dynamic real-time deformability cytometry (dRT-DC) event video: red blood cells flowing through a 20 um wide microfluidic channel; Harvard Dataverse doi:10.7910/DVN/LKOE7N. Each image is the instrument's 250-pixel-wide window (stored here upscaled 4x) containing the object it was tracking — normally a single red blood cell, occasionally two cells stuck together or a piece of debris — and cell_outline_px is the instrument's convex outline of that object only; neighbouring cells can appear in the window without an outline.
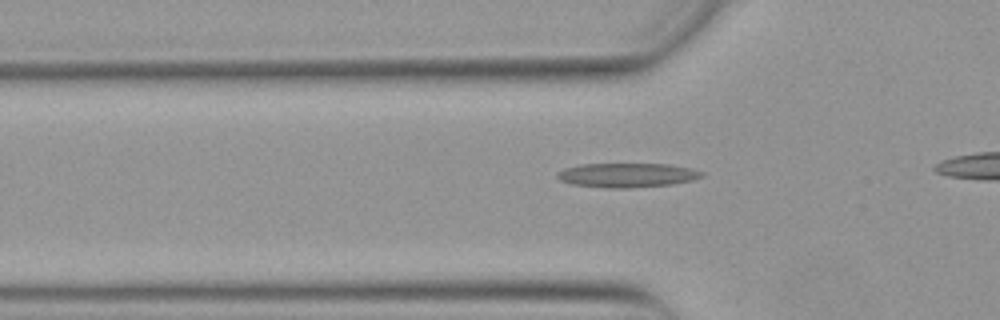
{"species": "Egyptian fruit bat (a non-hibernating species)", "species_latin": "Rousettus aegyptiacus", "temperature_condition": "warm", "stored_images_in_passage": 32, "camera_frame_rate_fps": 3000, "um_per_image_px": 0.085, "animal": {"sex": "female"}, "frame": {"image": 1, "passage_image": 7, "time_ms": 2.0, "image_size_px": [1000, 320], "cell_outline_px": [[704, 176], [692, 180], [672, 184], [628, 188], [604, 188], [572, 184], [560, 180], [556, 176], [556, 172], [564, 168], [580, 164], [668, 164], [692, 168], [704, 172]], "centroid_in_image_um": [53.29, 14.88], "position_along_channel_um": 72.5, "area_um2": 20.58}}
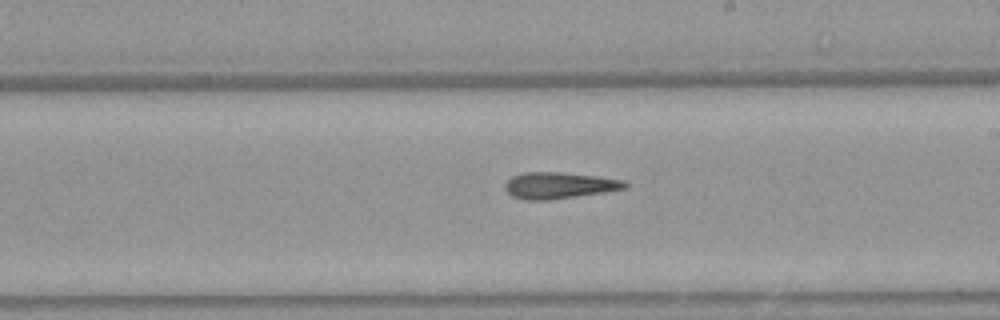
{"frame": {"image": 2, "passage_image": 20, "time_ms": 6.333, "image_size_px": [1000, 320], "cell_outline_px": [[628, 188], [604, 192], [548, 200], [524, 200], [512, 196], [504, 188], [504, 184], [512, 176], [524, 172], [564, 172], [596, 176], [624, 180], [628, 184]], "centroid_in_image_um": [47.52, 15.75], "position_along_channel_um": 241.5, "area_um2": 18.5}}
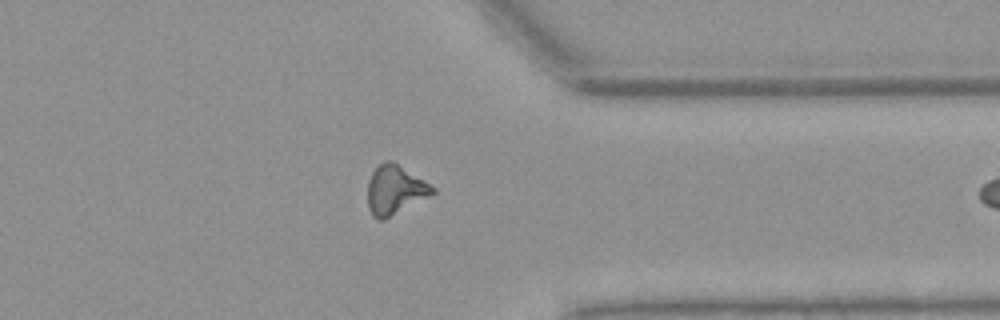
{"frame": {"image": 3, "passage_image": 31, "time_ms": 10.0, "image_size_px": [1000, 320], "cell_outline_px": [[436, 192], [384, 220], [376, 220], [372, 216], [368, 208], [368, 180], [372, 172], [384, 160], [392, 160], [436, 188]], "centroid_in_image_um": [33.54, 16.15], "position_along_channel_um": 377.9, "area_um2": 18.5}}